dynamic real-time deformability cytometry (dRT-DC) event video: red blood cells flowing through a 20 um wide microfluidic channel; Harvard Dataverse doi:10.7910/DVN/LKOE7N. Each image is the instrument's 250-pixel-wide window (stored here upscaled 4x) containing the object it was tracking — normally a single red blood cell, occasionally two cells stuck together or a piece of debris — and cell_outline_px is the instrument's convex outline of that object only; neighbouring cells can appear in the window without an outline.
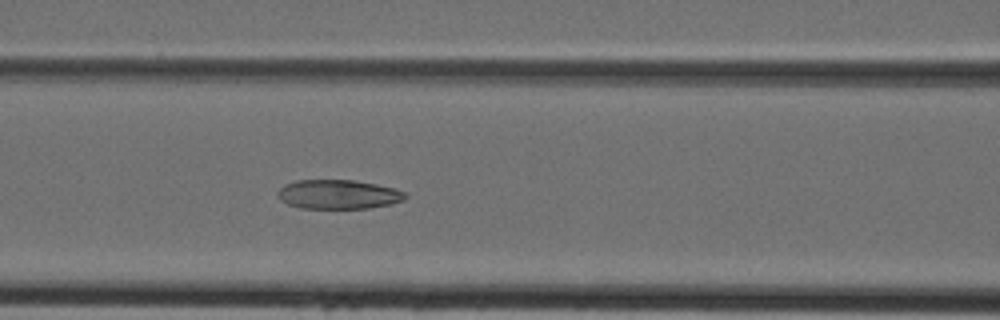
{"species": "Egyptian fruit bat (a non-hibernating species)", "species_latin": "Rousettus aegyptiacus", "temperature_condition": "cold", "stored_images_in_passage": 36, "camera_frame_rate_fps": 3000, "um_per_image_px": 0.085, "animal": {"sex": "female"}, "frame": {"image": 1, "passage_image": 19, "time_ms": 6.0, "image_size_px": [1000, 320], "cell_outline_px": [[408, 196], [404, 200], [392, 204], [368, 208], [300, 208], [288, 204], [280, 200], [276, 192], [284, 184], [296, 180], [356, 180], [376, 184], [392, 188], [404, 192]], "centroid_in_image_um": [28.74, 16.52], "position_along_channel_um": 137.9, "area_um2": 21.79}}
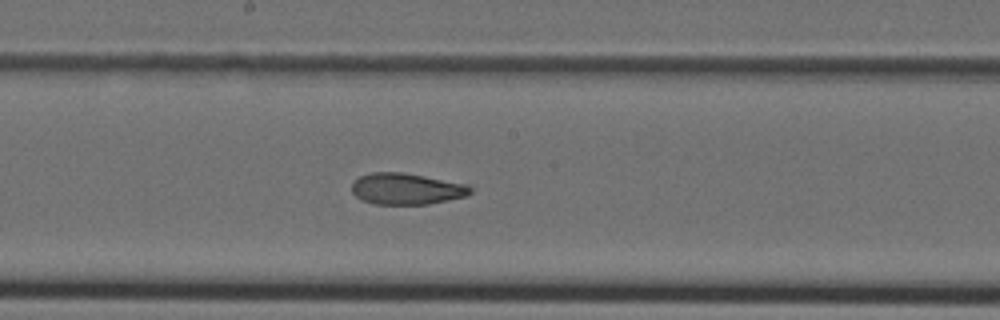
{"frame": {"image": 2, "passage_image": 24, "time_ms": 7.667, "image_size_px": [1000, 320], "cell_outline_px": [[472, 192], [468, 196], [428, 204], [372, 204], [360, 200], [352, 192], [352, 184], [360, 176], [372, 172], [400, 172], [424, 176], [468, 184], [472, 188]], "centroid_in_image_um": [34.56, 16.06], "position_along_channel_um": 213.6, "area_um2": 21.73}}
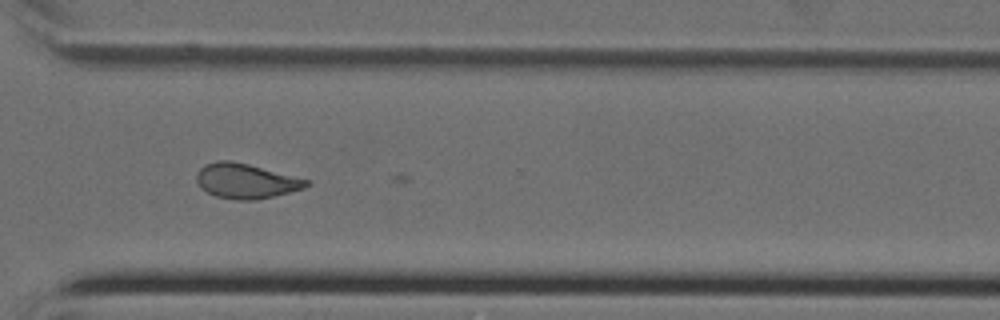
{"frame": {"image": 3, "passage_image": 33, "time_ms": 10.667, "image_size_px": [1000, 320], "cell_outline_px": [[312, 184], [304, 188], [256, 200], [236, 200], [216, 196], [200, 188], [196, 180], [196, 172], [204, 164], [220, 160], [232, 160], [248, 164], [308, 180]], "centroid_in_image_um": [20.85, 15.38], "position_along_channel_um": 349.7, "area_um2": 22.2}}